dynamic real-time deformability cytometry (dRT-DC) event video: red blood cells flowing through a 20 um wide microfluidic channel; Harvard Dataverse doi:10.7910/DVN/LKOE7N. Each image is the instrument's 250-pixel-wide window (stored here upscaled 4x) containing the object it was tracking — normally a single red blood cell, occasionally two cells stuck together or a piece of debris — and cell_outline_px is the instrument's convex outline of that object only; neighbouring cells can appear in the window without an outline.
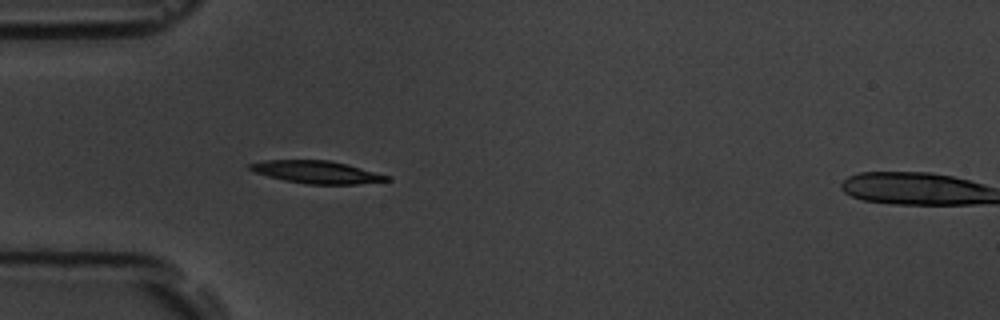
{"species": "common noctule bat (a hibernating species)", "species_latin": "Nyctalus noctula", "temperature_condition": "room temperature", "stored_images_in_passage": 2, "camera_frame_rate_fps": 3000, "um_per_image_px": 0.085, "animal": {"sex": "male", "body_mass_g": 19.5, "forearm_length_mm": 54.6}, "frame": {"image": 1, "passage_image": 1, "time_ms": 0.0, "image_size_px": [1000, 320], "cell_outline_px": [[392, 180], [356, 184], [308, 184], [284, 180], [268, 176], [256, 172], [248, 168], [248, 164], [268, 160], [328, 160], [348, 164], [392, 176]], "centroid_in_image_um": [26.99, 14.63], "position_along_channel_um": 58.0, "area_um2": 17.98}}